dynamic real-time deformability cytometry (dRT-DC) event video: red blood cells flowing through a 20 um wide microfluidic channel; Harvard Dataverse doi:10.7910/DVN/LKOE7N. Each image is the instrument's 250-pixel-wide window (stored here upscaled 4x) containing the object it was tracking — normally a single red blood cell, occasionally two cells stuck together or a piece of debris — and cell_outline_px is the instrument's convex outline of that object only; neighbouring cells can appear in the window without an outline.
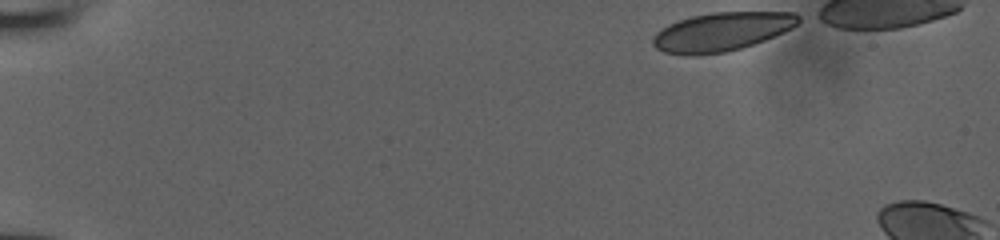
{"species": "human", "species_latin": "Homo sapiens", "temperature_condition": "room temperature", "stored_images_in_passage": 10, "camera_frame_rate_fps": 3000, "um_per_image_px": 0.085, "donor": {"sex": "male"}, "frame": {"image": 1, "passage_image": 1, "time_ms": 0.0, "image_size_px": [1000, 240], "cell_outline_px": [[804, 20], [792, 28], [784, 32], [764, 40], [740, 48], [724, 52], [664, 52], [656, 48], [652, 44], [652, 36], [660, 28], [668, 24], [692, 16], [712, 12], [796, 12], [804, 16]], "centroid_in_image_um": [61.44, 2.63], "position_along_channel_um": 23.6, "area_um2": 32.25}}